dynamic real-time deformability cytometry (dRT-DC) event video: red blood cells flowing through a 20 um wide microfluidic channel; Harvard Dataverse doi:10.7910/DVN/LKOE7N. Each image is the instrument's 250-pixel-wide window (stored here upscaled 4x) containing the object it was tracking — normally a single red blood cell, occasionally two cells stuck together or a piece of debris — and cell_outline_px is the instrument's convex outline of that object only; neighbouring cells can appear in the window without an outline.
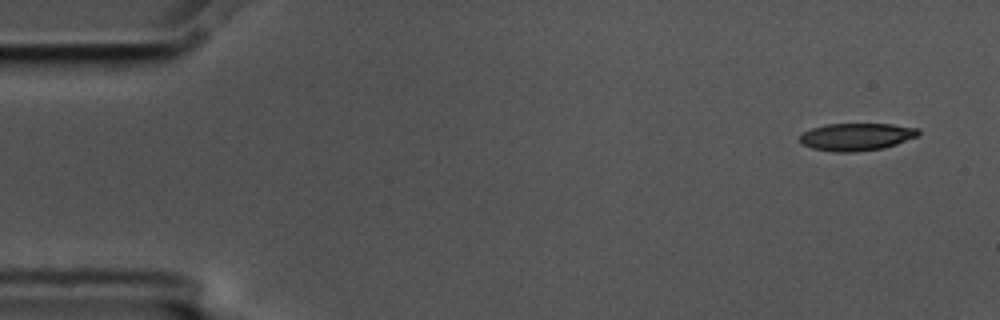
{"species": "common noctule bat (a hibernating species)", "species_latin": "Nyctalus noctula", "temperature_condition": "cold", "stored_images_in_passage": 6, "camera_frame_rate_fps": 3000, "um_per_image_px": 0.085, "animal": {"sex": "male", "body_mass_g": 17.5, "forearm_length_mm": 52.3}, "frame": {"image": 1, "passage_image": 1, "time_ms": 0.0, "image_size_px": [1000, 320], "cell_outline_px": [[920, 136], [884, 148], [852, 152], [836, 152], [812, 148], [804, 144], [800, 140], [800, 136], [804, 132], [812, 128], [828, 124], [892, 124], [920, 128]], "centroid_in_image_um": [72.87, 11.62], "position_along_channel_um": 12.1, "area_um2": 18.96}}
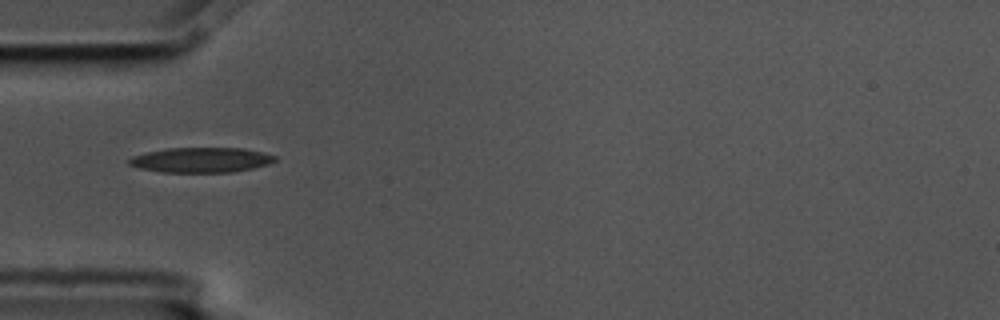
{"frame": {"image": 2, "passage_image": 5, "time_ms": 1.333, "image_size_px": [1000, 320], "cell_outline_px": [[276, 160], [268, 164], [252, 168], [232, 172], [160, 172], [140, 168], [128, 164], [128, 160], [132, 156], [164, 148], [244, 148], [276, 156]], "centroid_in_image_um": [17.07, 13.59], "position_along_channel_um": 67.9, "area_um2": 21.15}}